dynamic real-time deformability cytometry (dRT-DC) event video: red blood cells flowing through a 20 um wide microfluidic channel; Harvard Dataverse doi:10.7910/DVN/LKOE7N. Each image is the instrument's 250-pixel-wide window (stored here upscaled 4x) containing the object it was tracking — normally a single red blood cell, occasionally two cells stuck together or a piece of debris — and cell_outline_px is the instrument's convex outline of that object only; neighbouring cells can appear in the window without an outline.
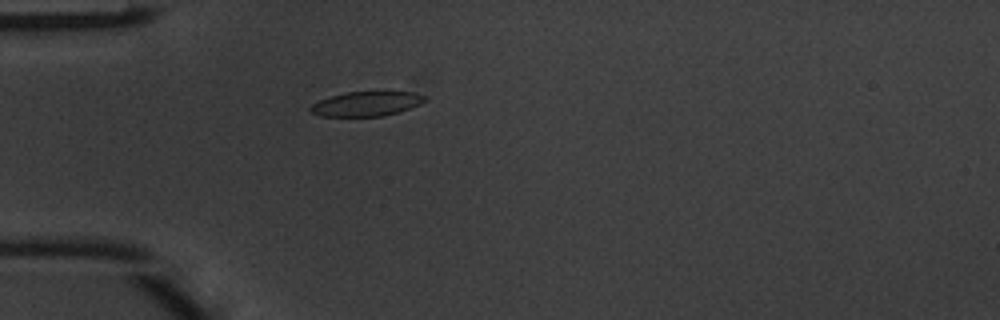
{"species": "common noctule bat (a hibernating species)", "species_latin": "Nyctalus noctula", "temperature_condition": "warm", "stored_images_in_passage": 39, "camera_frame_rate_fps": 3000, "um_per_image_px": 0.085, "animal": {"sex": "male", "body_mass_g": 20.1, "forearm_length_mm": 53.5}, "frame": {"image": 1, "passage_image": 4, "time_ms": 1.0, "image_size_px": [1000, 320], "cell_outline_px": [[428, 100], [420, 104], [384, 116], [320, 116], [312, 112], [308, 108], [312, 104], [320, 100], [332, 96], [348, 92], [412, 92], [424, 96]], "centroid_in_image_um": [31.13, 8.83], "position_along_channel_um": 53.9, "area_um2": 16.07}}
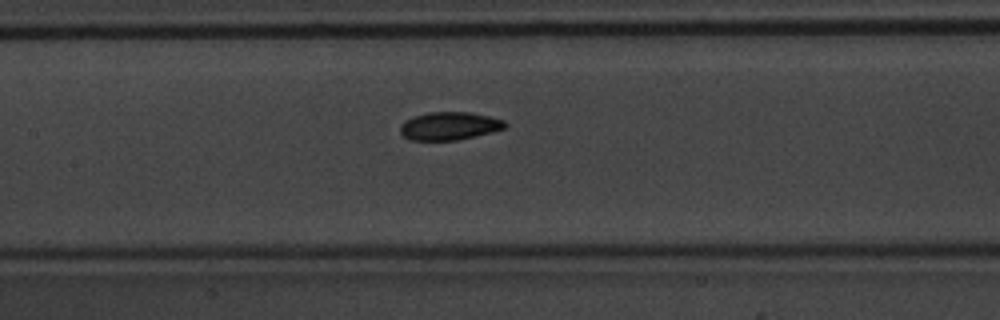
{"frame": {"image": 2, "passage_image": 13, "time_ms": 4.0, "image_size_px": [1000, 320], "cell_outline_px": [[508, 124], [504, 128], [492, 132], [456, 140], [408, 140], [400, 132], [400, 124], [404, 120], [428, 112], [468, 112], [488, 116], [504, 120]], "centroid_in_image_um": [38.17, 10.71], "position_along_channel_um": 169.2, "area_um2": 17.05}}
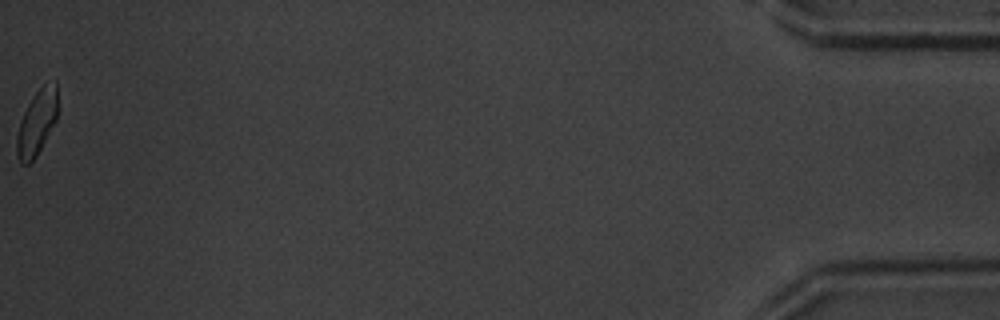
{"frame": {"image": 3, "passage_image": 39, "time_ms": 12.667, "image_size_px": [1000, 320], "cell_outline_px": [[56, 120], [36, 156], [28, 164], [20, 164], [16, 156], [16, 136], [20, 120], [28, 104], [36, 92], [44, 84], [56, 80]], "centroid_in_image_um": [3.09, 10.46], "position_along_channel_um": 432.1, "area_um2": 15.26}, "authors_computed_cell_mechanics": {"area_um2": 16.8776, "velocity_mm_per_s": 4.1225, "shape_relaxation_time_tau1_ms": 2.451, "shape_relaxation_time_tau2_ms": 2.243, "deformation_change_tau1": 0.111, "deformation_change_tau2": 0.048}}